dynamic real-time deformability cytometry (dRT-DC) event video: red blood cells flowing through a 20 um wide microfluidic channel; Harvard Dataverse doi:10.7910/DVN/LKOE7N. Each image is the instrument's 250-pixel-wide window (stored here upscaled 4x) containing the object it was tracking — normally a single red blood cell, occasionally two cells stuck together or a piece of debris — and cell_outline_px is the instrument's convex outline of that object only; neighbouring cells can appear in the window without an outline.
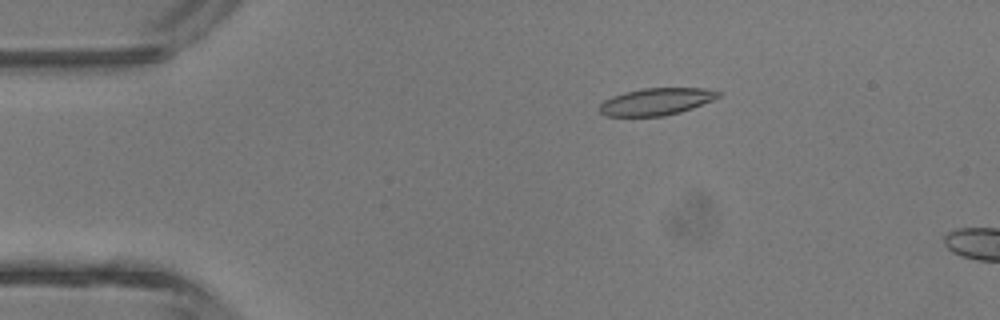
{"species": "common noctule bat (a hibernating species)", "species_latin": "Nyctalus noctula", "temperature_condition": "room temperature", "stored_images_in_passage": 2, "camera_frame_rate_fps": 3000, "um_per_image_px": 0.085, "animal": {"sex": "male", "body_mass_g": 13.3}, "frame": {"image": 1, "passage_image": 1, "time_ms": 0.0, "image_size_px": [1000, 320], "cell_outline_px": [[724, 92], [720, 96], [712, 100], [692, 108], [680, 112], [664, 116], [604, 116], [600, 112], [600, 104], [604, 100], [612, 96], [624, 92], [644, 88], [704, 88]], "centroid_in_image_um": [55.79, 8.63], "position_along_channel_um": 29.2, "area_um2": 18.79}}